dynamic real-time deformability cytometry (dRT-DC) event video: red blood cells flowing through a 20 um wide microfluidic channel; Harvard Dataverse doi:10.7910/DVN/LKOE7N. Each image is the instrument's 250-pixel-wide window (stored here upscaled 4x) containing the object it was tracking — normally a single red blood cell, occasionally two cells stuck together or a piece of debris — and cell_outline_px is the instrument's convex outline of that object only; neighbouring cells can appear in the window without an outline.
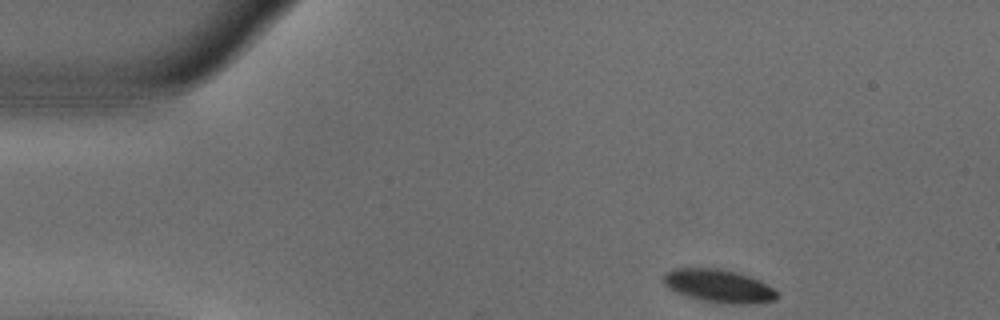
{"species": "common noctule bat (a hibernating species)", "species_latin": "Nyctalus noctula", "temperature_condition": "warm", "stored_images_in_passage": 47, "camera_frame_rate_fps": 3000, "um_per_image_px": 0.085, "animal": {"sex": "male", "body_mass_g": 18.8}, "frame": {"image": 1, "passage_image": 1, "time_ms": 0.0, "image_size_px": [1000, 320], "cell_outline_px": [[780, 296], [776, 300], [752, 304], [732, 304], [704, 300], [688, 296], [676, 292], [668, 288], [664, 284], [664, 272], [672, 268], [720, 268], [736, 272], [760, 280], [772, 288]], "centroid_in_image_um": [61.1, 24.3], "position_along_channel_um": 23.9, "area_um2": 21.85}}
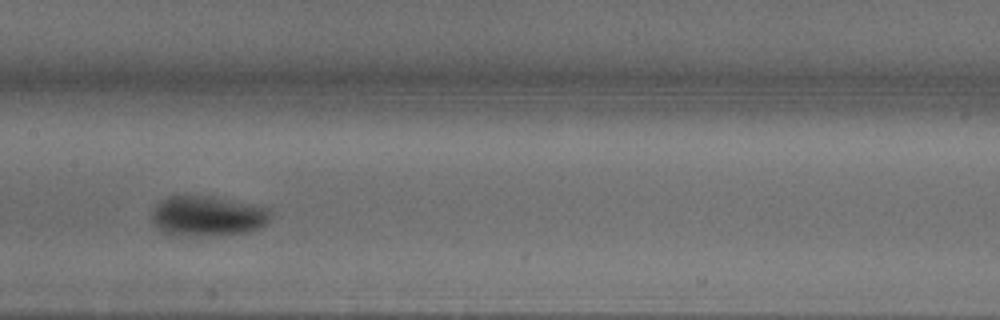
{"frame": {"image": 2, "passage_image": 20, "time_ms": 6.333, "image_size_px": [1000, 320], "cell_outline_px": [[272, 212], [268, 220], [260, 228], [248, 232], [212, 236], [172, 236], [164, 232], [152, 220], [152, 212], [156, 204], [160, 200], [168, 196], [208, 196], [272, 208]], "centroid_in_image_um": [17.64, 18.38], "position_along_channel_um": 189.8, "area_um2": 27.98}}
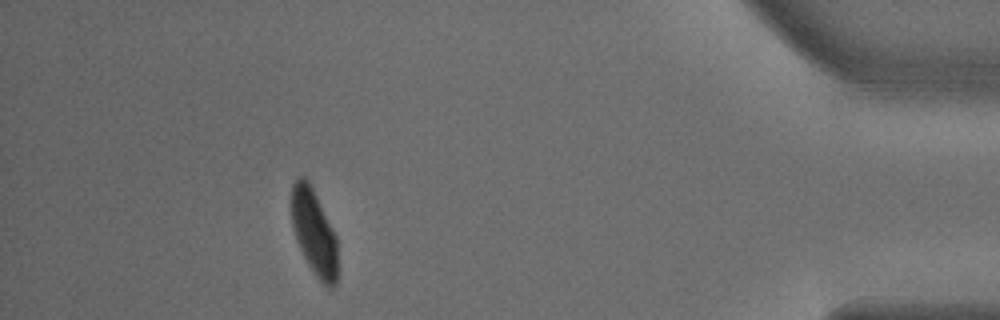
{"frame": {"image": 3, "passage_image": 42, "time_ms": 13.667, "image_size_px": [1000, 320], "cell_outline_px": [[336, 284], [332, 288], [328, 288], [316, 276], [308, 264], [296, 240], [292, 224], [292, 184], [300, 176], [304, 176], [308, 180], [336, 236]], "centroid_in_image_um": [26.68, 19.75], "position_along_channel_um": 408.5, "area_um2": 22.48}, "authors_computed_cell_mechanics": {"area_um2": 25.3164, "velocity_mm_per_s": 3.7315, "shape_relaxation_time_tau1_ms": 3.824, "shape_relaxation_time_tau2_ms": null, "deformation_change_tau1": 0.1893, "deformation_change_tau2": null}}